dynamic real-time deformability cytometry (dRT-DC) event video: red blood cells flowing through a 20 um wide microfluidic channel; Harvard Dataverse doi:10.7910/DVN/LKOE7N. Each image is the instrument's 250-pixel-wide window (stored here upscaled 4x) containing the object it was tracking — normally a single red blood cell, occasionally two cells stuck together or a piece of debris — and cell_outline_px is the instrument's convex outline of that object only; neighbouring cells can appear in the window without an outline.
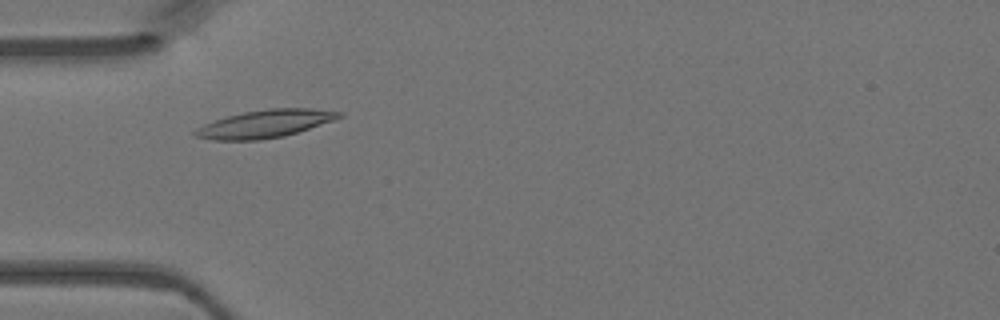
{"species": "Egyptian fruit bat (a non-hibernating species)", "species_latin": "Rousettus aegyptiacus", "temperature_condition": "warm", "stored_images_in_passage": 43, "camera_frame_rate_fps": 3000, "um_per_image_px": 0.085, "animal": {"sex": "female"}, "frame": {"image": 1, "passage_image": 10, "time_ms": 3.0, "image_size_px": [1000, 320], "cell_outline_px": [[344, 116], [284, 136], [260, 140], [212, 140], [192, 136], [192, 132], [196, 128], [204, 124], [228, 116], [244, 112], [268, 108], [312, 108], [344, 112]], "centroid_in_image_um": [22.49, 10.52], "position_along_channel_um": 62.5, "area_um2": 23.18}}
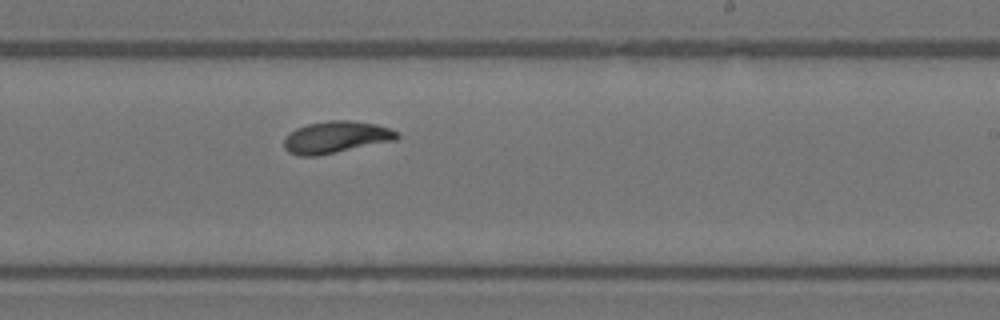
{"frame": {"image": 2, "passage_image": 24, "time_ms": 7.667, "image_size_px": [1000, 320], "cell_outline_px": [[400, 136], [396, 140], [316, 156], [300, 156], [288, 152], [284, 148], [284, 140], [296, 128], [308, 124], [328, 120], [348, 120], [376, 124], [400, 132]], "centroid_in_image_um": [28.58, 11.66], "position_along_channel_um": 260.4, "area_um2": 20.87}}
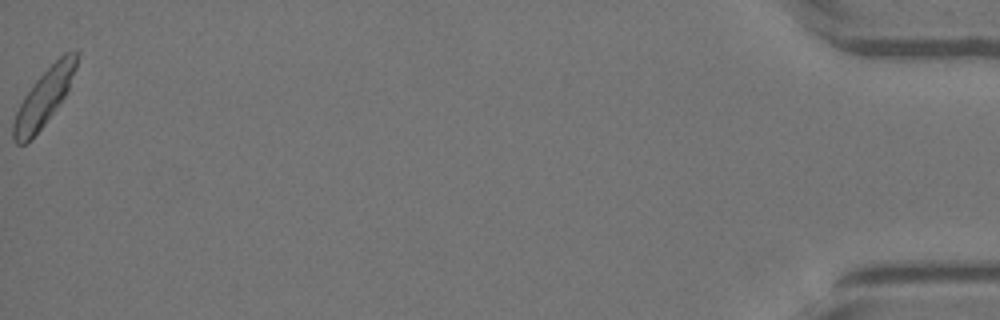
{"frame": {"image": 3, "passage_image": 43, "time_ms": 14.0, "image_size_px": [1000, 320], "cell_outline_px": [[80, 52], [76, 68], [68, 88], [64, 96], [44, 124], [32, 140], [24, 144], [16, 144], [12, 140], [12, 124], [16, 112], [24, 96], [32, 84], [64, 52]], "centroid_in_image_um": [3.7, 8.33], "position_along_channel_um": 431.5, "area_um2": 20.52}}